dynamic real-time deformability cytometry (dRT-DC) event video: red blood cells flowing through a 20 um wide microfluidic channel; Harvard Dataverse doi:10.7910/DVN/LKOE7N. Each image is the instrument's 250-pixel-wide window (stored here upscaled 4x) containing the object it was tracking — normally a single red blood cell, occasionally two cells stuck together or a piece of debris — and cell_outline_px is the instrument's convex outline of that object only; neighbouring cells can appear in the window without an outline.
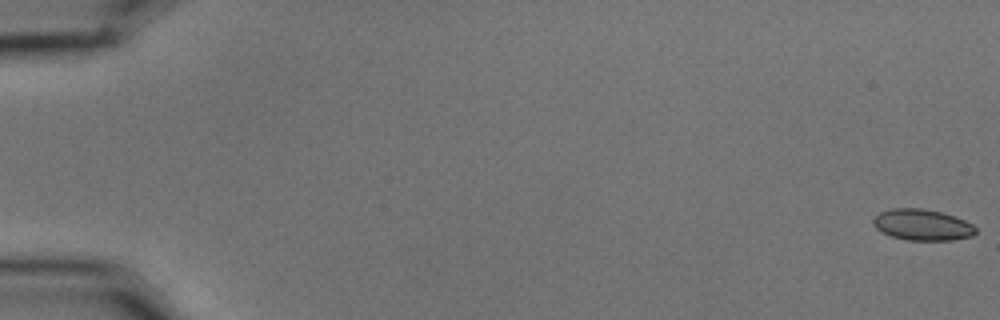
{"species": "common noctule bat (a hibernating species)", "species_latin": "Nyctalus noctula", "temperature_condition": "cold", "stored_images_in_passage": 57, "camera_frame_rate_fps": 3000, "um_per_image_px": 0.085, "animal": {"sex": "male", "body_mass_g": 15.6}, "frame": {"image": 1, "passage_image": 1, "time_ms": 0.0, "image_size_px": [1000, 320], "cell_outline_px": [[976, 232], [972, 236], [952, 240], [908, 240], [892, 236], [876, 228], [872, 224], [872, 220], [880, 212], [892, 208], [920, 208], [940, 212], [964, 220], [972, 224], [976, 228]], "centroid_in_image_um": [78.39, 19.11], "position_along_channel_um": 6.6, "area_um2": 18.38}}
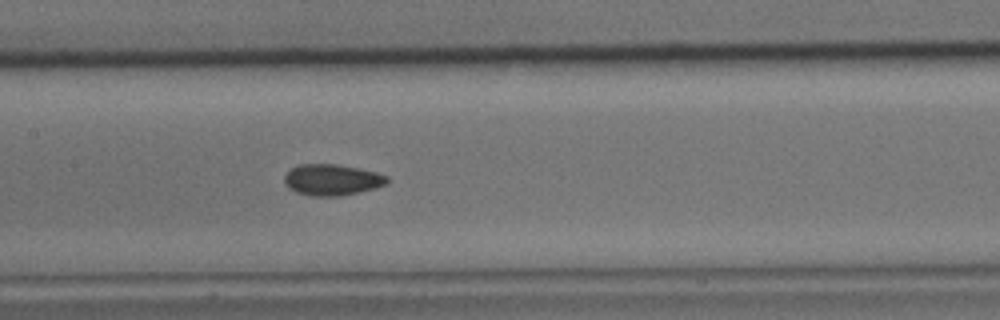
{"frame": {"image": 2, "passage_image": 29, "time_ms": 9.333, "image_size_px": [1000, 320], "cell_outline_px": [[388, 180], [384, 184], [376, 188], [340, 196], [308, 196], [296, 192], [288, 188], [284, 180], [284, 176], [292, 168], [300, 164], [336, 164], [376, 172], [388, 176]], "centroid_in_image_um": [28.19, 15.29], "position_along_channel_um": 179.2, "area_um2": 18.55}}
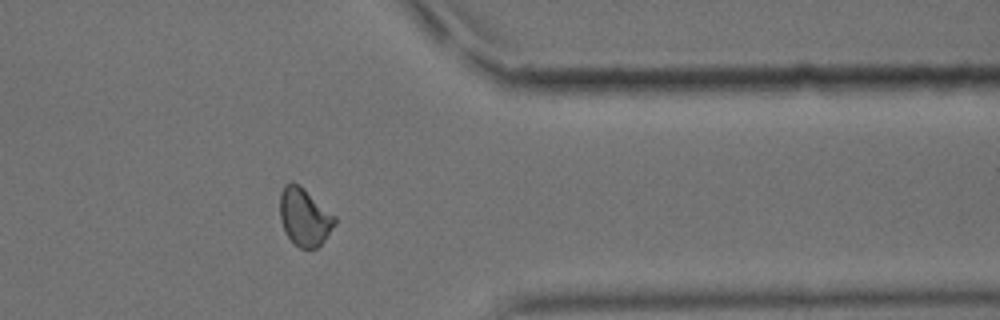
{"frame": {"image": 3, "passage_image": 47, "time_ms": 15.333, "image_size_px": [1000, 320], "cell_outline_px": [[336, 224], [324, 240], [316, 248], [300, 248], [284, 232], [280, 220], [280, 192], [284, 184], [292, 180], [300, 184], [336, 216]], "centroid_in_image_um": [25.87, 18.39], "position_along_channel_um": 385.5, "area_um2": 18.67}, "authors_computed_cell_mechanics": {"area_um2": 18.496, "velocity_mm_per_s": 3.5897, "shape_relaxation_time_tau1_ms": 8.1273, "shape_relaxation_time_tau2_ms": 1.6835, "deformation_change_tau1": 0.1142, "deformation_change_tau2": 0.059}}